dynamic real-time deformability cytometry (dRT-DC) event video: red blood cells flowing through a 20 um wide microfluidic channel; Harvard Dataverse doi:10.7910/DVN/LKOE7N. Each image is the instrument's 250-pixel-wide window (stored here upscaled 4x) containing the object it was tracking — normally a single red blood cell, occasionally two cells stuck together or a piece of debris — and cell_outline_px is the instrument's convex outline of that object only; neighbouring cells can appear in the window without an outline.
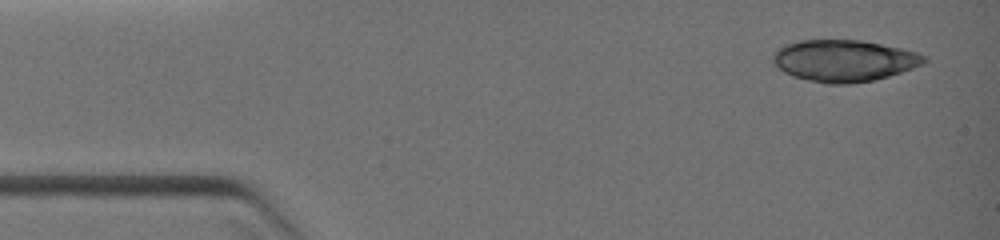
{"species": "common noctule bat (a hibernating species)", "species_latin": "Nyctalus noctula", "temperature_condition": "warm", "stored_images_in_passage": 19, "camera_frame_rate_fps": 3000, "um_per_image_px": 0.085, "animal": {"sex": "female", "body_mass_g": 19.0, "forearm_length_mm": 51.5}, "frame": {"image": 1, "passage_image": 1, "time_ms": 0.0, "image_size_px": [1000, 240], "cell_outline_px": [[928, 60], [912, 68], [888, 76], [872, 80], [852, 84], [828, 84], [808, 80], [792, 76], [784, 72], [772, 60], [772, 52], [784, 44], [800, 40], [860, 40], [900, 48], [924, 56]], "centroid_in_image_um": [71.67, 5.16], "position_along_channel_um": 13.3, "area_um2": 36.41}}